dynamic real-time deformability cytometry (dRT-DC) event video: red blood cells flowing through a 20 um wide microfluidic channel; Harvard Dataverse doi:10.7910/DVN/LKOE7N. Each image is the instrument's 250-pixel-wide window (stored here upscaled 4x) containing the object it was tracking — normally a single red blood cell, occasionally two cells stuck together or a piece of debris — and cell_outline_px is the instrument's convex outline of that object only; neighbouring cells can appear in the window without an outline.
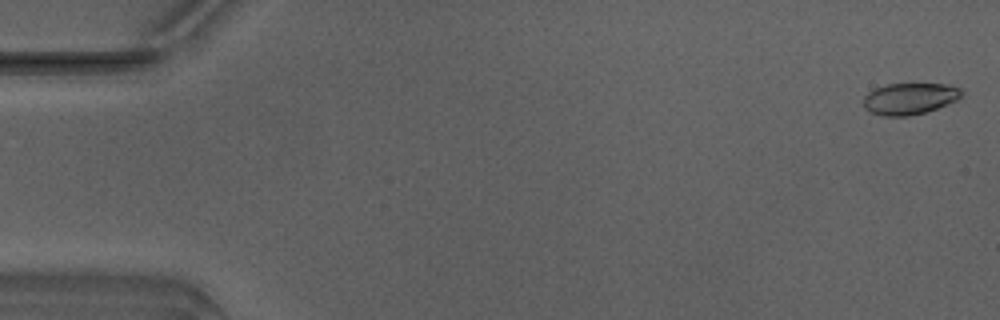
{"species": "Egyptian fruit bat (a non-hibernating species)", "species_latin": "Rousettus aegyptiacus", "temperature_condition": "warm", "stored_images_in_passage": 44, "camera_frame_rate_fps": 3000, "um_per_image_px": 0.085, "animal": {"sex": "male"}, "frame": {"image": 1, "passage_image": 1, "time_ms": 0.0, "image_size_px": [1000, 320], "cell_outline_px": [[964, 92], [956, 100], [936, 108], [924, 112], [908, 116], [884, 116], [872, 112], [864, 108], [864, 96], [868, 92], [876, 88], [888, 84], [944, 84], [960, 88]], "centroid_in_image_um": [77.3, 8.38], "position_along_channel_um": 7.7, "area_um2": 17.74}}
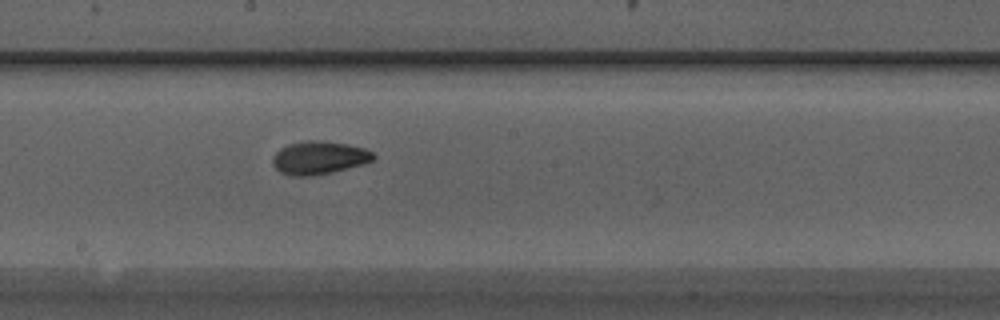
{"frame": {"image": 2, "passage_image": 27, "time_ms": 8.667, "image_size_px": [1000, 320], "cell_outline_px": [[376, 156], [372, 160], [364, 164], [332, 172], [308, 176], [292, 176], [280, 172], [272, 164], [272, 156], [280, 148], [288, 144], [304, 140], [324, 140], [348, 144], [364, 148], [372, 152]], "centroid_in_image_um": [27.1, 13.39], "position_along_channel_um": 221.1, "area_um2": 19.59}}
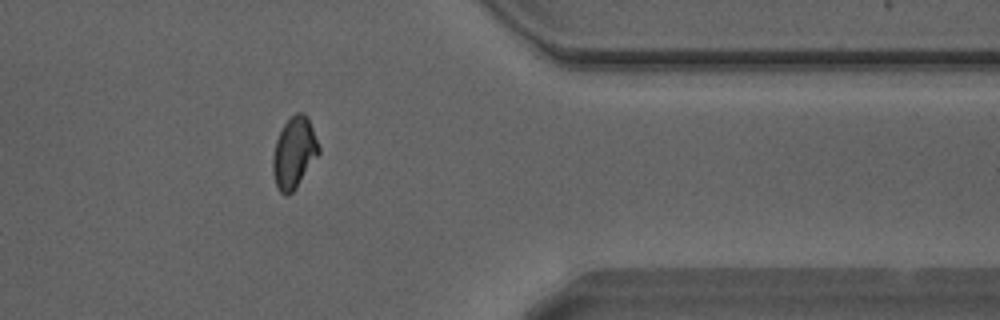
{"frame": {"image": 3, "passage_image": 40, "time_ms": 13.0, "image_size_px": [1000, 320], "cell_outline_px": [[320, 152], [296, 188], [288, 196], [284, 196], [280, 192], [276, 184], [272, 172], [272, 156], [276, 140], [284, 124], [296, 112], [304, 112], [308, 116], [320, 148]], "centroid_in_image_um": [24.99, 12.98], "position_along_channel_um": 386.4, "area_um2": 19.07}}